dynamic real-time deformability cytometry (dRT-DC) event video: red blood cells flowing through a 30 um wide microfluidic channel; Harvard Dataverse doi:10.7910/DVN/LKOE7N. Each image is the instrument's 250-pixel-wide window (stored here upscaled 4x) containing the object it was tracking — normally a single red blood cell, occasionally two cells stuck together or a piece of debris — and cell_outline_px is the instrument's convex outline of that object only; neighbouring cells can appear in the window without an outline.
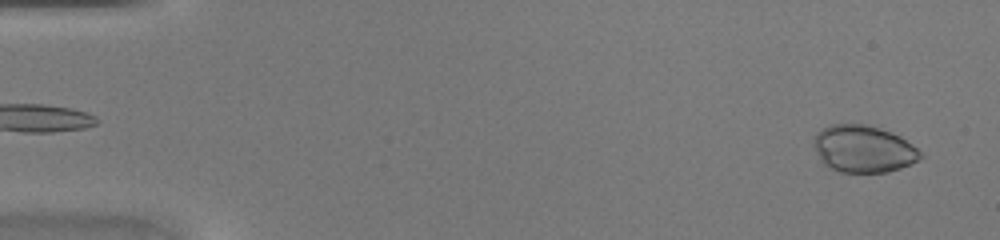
{"species": "common noctule bat (a hibernating species)", "species_latin": "Nyctalus noctula", "temperature_condition": "warm", "stored_images_in_passage": 44, "camera_frame_rate_fps": 3000, "um_per_image_px": 0.085, "animal": {"sex": "female", "body_mass_g": 20.0, "forearm_length_mm": 54.0}, "frame": {"image": 1, "passage_image": 2, "time_ms": 0.333, "image_size_px": [1000, 240], "cell_outline_px": [[924, 156], [920, 160], [912, 164], [888, 172], [840, 172], [828, 168], [820, 160], [812, 144], [812, 140], [816, 132], [832, 124], [864, 124], [880, 128], [900, 136], [916, 148]], "centroid_in_image_um": [73.36, 12.66], "position_along_channel_um": 11.6, "area_um2": 29.48}}
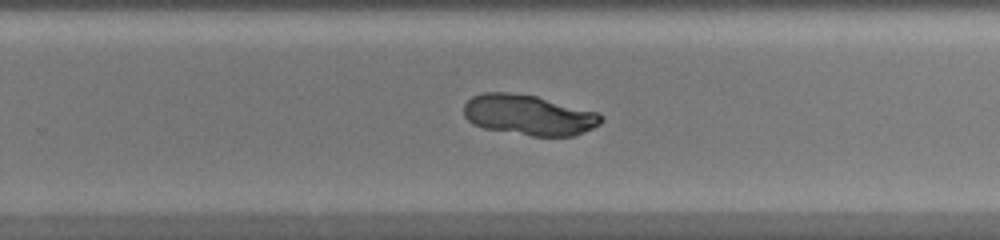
{"frame": {"image": 2, "passage_image": 29, "time_ms": 9.333, "image_size_px": [1000, 240], "cell_outline_px": [[604, 120], [600, 124], [576, 136], [532, 136], [484, 128], [472, 124], [464, 116], [464, 104], [472, 96], [484, 92], [508, 92], [536, 96], [596, 112], [604, 116]], "centroid_in_image_um": [44.94, 9.78], "position_along_channel_um": 284.9, "area_um2": 32.37}}
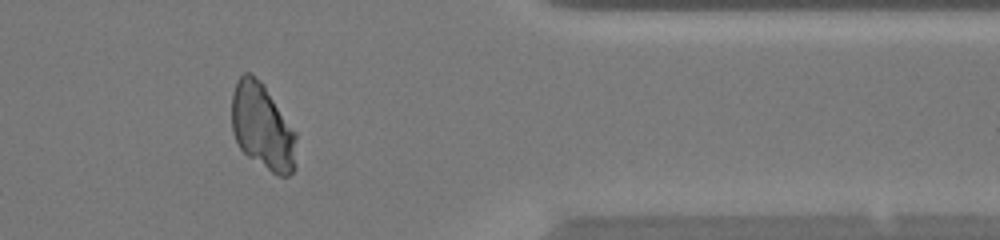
{"frame": {"image": 3, "passage_image": 37, "time_ms": 12.0, "image_size_px": [1000, 240], "cell_outline_px": [[296, 168], [288, 176], [276, 176], [248, 156], [240, 148], [232, 132], [232, 92], [236, 80], [244, 72], [252, 72], [264, 84], [296, 132]], "centroid_in_image_um": [22.31, 10.76], "position_along_channel_um": 389.1, "area_um2": 32.89}}